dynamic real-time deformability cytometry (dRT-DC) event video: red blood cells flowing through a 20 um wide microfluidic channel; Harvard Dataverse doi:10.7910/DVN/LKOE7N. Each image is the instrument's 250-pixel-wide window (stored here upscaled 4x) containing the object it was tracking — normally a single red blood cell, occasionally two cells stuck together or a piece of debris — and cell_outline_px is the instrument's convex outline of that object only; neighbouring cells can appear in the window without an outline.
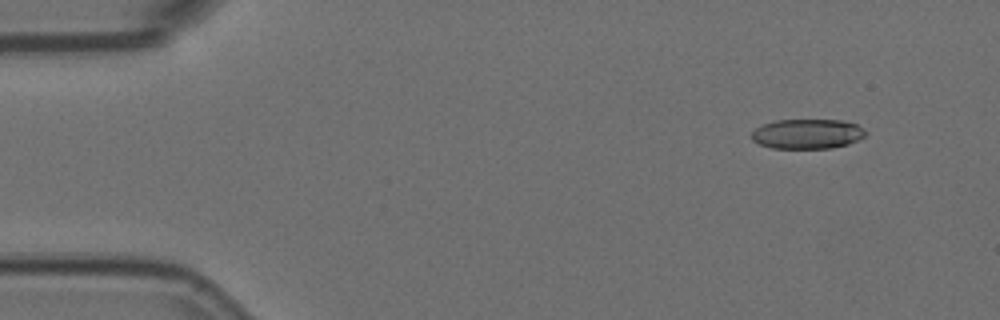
{"species": "Egyptian fruit bat (a non-hibernating species)", "species_latin": "Rousettus aegyptiacus", "temperature_condition": "room temperature", "stored_images_in_passage": 57, "segment_of_instrument_passage": [1, 2], "camera_frame_rate_fps": 3000, "um_per_image_px": 0.085, "animal": {"sex": "female"}, "frame": {"image": 1, "passage_image": 5, "time_ms": 1.333, "image_size_px": [1000, 320], "cell_outline_px": [[868, 132], [864, 136], [848, 144], [832, 148], [772, 148], [760, 144], [752, 140], [752, 132], [760, 124], [776, 120], [840, 120], [856, 124], [864, 128]], "centroid_in_image_um": [68.62, 11.37], "position_along_channel_um": 16.4, "area_um2": 19.83}}
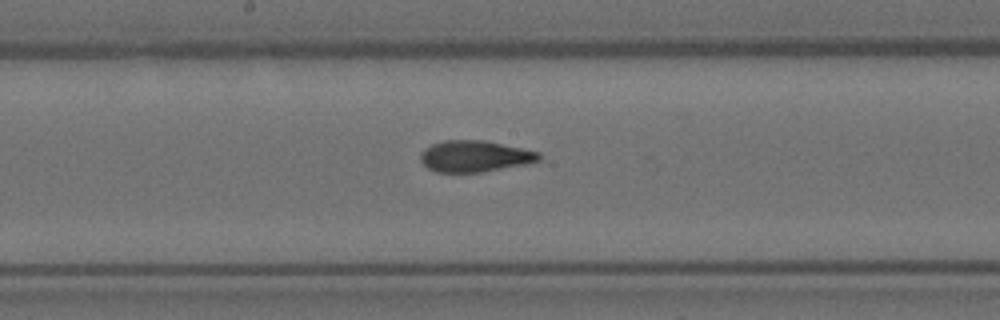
{"frame": {"image": 2, "passage_image": 29, "time_ms": 9.333, "image_size_px": [1000, 320], "cell_outline_px": [[540, 160], [524, 164], [480, 172], [436, 172], [428, 168], [420, 160], [420, 152], [424, 148], [432, 144], [444, 140], [484, 140], [540, 152]], "centroid_in_image_um": [40.31, 13.27], "position_along_channel_um": 207.9, "area_um2": 21.5}}
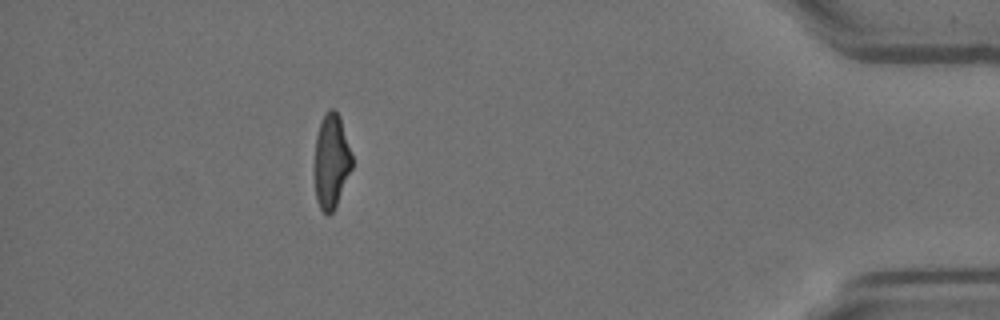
{"frame": {"image": 3, "passage_image": 50, "time_ms": 16.333, "image_size_px": [1000, 320], "cell_outline_px": [[352, 168], [336, 204], [332, 212], [328, 216], [320, 208], [316, 200], [316, 136], [320, 120], [328, 108], [332, 108], [340, 116], [352, 156]], "centroid_in_image_um": [28.17, 13.66], "position_along_channel_um": 407.0, "area_um2": 20.17}}